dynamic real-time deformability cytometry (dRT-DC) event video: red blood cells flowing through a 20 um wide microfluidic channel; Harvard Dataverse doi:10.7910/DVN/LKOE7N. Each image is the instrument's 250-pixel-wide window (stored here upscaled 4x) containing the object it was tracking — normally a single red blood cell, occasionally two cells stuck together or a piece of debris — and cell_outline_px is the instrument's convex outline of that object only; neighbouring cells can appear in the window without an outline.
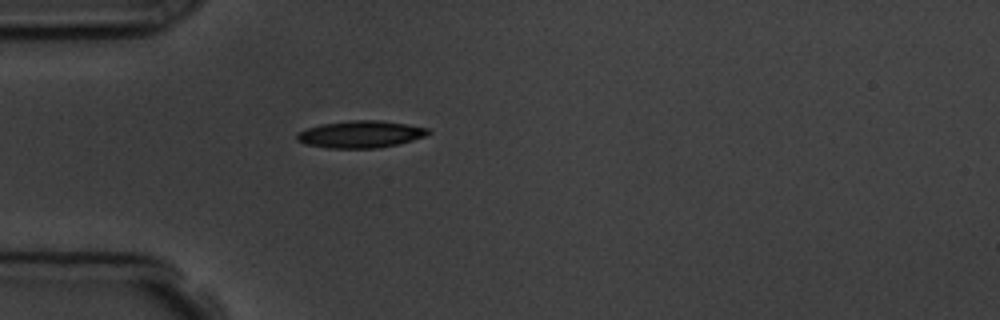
{"species": "common noctule bat (a hibernating species)", "species_latin": "Nyctalus noctula", "temperature_condition": "room temperature", "stored_images_in_passage": 1, "camera_frame_rate_fps": 3000, "um_per_image_px": 0.085, "animal": {"sex": "male", "body_mass_g": 19.5, "forearm_length_mm": 54.6}, "frame": {"image": 1, "passage_image": 1, "time_ms": 0.0, "image_size_px": [1000, 320], "cell_outline_px": [[432, 132], [424, 136], [412, 140], [396, 144], [376, 148], [328, 148], [304, 144], [296, 140], [296, 132], [308, 128], [324, 124], [352, 120], [380, 120], [408, 124], [428, 128]], "centroid_in_image_um": [30.63, 11.41], "position_along_channel_um": 54.4, "area_um2": 20.63}}